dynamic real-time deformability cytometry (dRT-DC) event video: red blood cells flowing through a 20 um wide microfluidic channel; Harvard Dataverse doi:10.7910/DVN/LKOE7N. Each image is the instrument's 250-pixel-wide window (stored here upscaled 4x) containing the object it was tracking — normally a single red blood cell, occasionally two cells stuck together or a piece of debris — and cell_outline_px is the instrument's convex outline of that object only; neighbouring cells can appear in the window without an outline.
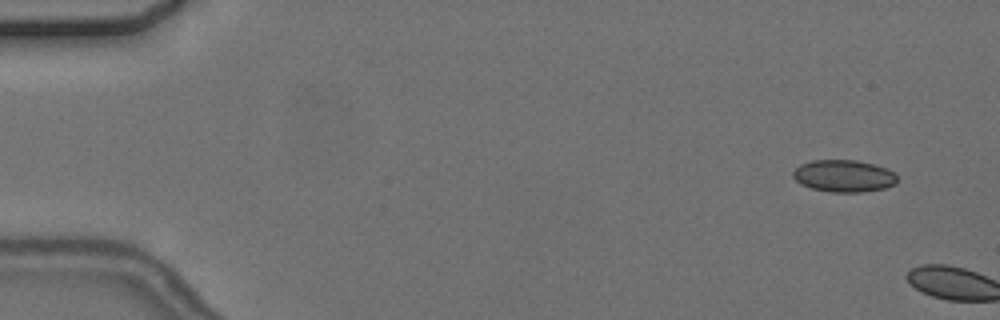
{"species": "common noctule bat (a hibernating species)", "species_latin": "Nyctalus noctula", "temperature_condition": "cold", "stored_images_in_passage": 2, "camera_frame_rate_fps": 3000, "um_per_image_px": 0.085, "animal": {"sex": "female", "body_mass_g": 24.6, "forearm_length_mm": 56.2}, "frame": {"image": 1, "passage_image": 1, "time_ms": 0.0, "image_size_px": [1000, 320], "cell_outline_px": [[896, 184], [884, 188], [860, 192], [828, 192], [812, 188], [800, 184], [792, 176], [792, 172], [800, 164], [812, 160], [856, 160], [888, 168], [896, 172]], "centroid_in_image_um": [71.72, 14.95], "position_along_channel_um": 13.3, "area_um2": 19.59}}